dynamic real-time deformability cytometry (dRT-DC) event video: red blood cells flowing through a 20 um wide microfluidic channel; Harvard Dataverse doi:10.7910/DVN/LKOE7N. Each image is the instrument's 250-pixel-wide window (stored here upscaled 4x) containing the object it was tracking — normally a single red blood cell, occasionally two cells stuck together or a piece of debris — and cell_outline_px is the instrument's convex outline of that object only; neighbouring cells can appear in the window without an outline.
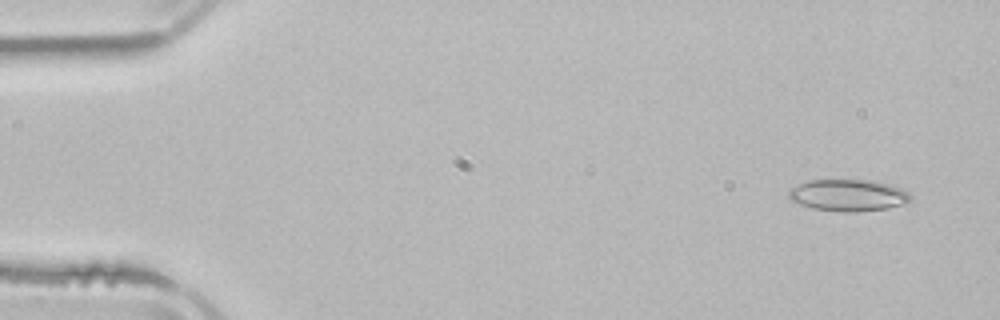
{"species": "common noctule bat (a hibernating species)", "species_latin": "Nyctalus noctula", "temperature_condition": "room temperature", "stored_images_in_passage": 3, "camera_frame_rate_fps": 3000, "um_per_image_px": 0.085, "animal": {"sex": "male", "body_mass_g": 21.5, "forearm_length_mm": 52.0}, "frame": {"image": 1, "passage_image": 1, "time_ms": 0.0, "image_size_px": [1000, 320], "cell_outline_px": [[912, 200], [904, 204], [888, 208], [856, 212], [844, 212], [812, 208], [800, 204], [792, 200], [788, 196], [788, 188], [808, 180], [876, 180], [892, 184], [908, 192], [912, 196]], "centroid_in_image_um": [72.12, 16.59], "position_along_channel_um": 12.9, "area_um2": 22.83}}
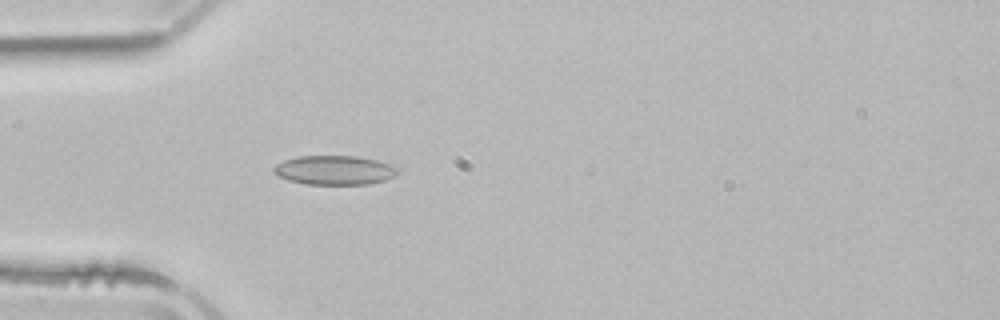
{"frame": {"image": 2, "passage_image": 3, "time_ms": 4.0, "image_size_px": [1000, 320], "cell_outline_px": [[396, 172], [392, 176], [384, 180], [368, 184], [308, 184], [288, 180], [272, 172], [272, 168], [276, 164], [284, 160], [296, 156], [356, 156], [376, 160], [388, 164], [396, 168]], "centroid_in_image_um": [28.35, 14.45], "position_along_channel_um": 56.6, "area_um2": 20.81}}